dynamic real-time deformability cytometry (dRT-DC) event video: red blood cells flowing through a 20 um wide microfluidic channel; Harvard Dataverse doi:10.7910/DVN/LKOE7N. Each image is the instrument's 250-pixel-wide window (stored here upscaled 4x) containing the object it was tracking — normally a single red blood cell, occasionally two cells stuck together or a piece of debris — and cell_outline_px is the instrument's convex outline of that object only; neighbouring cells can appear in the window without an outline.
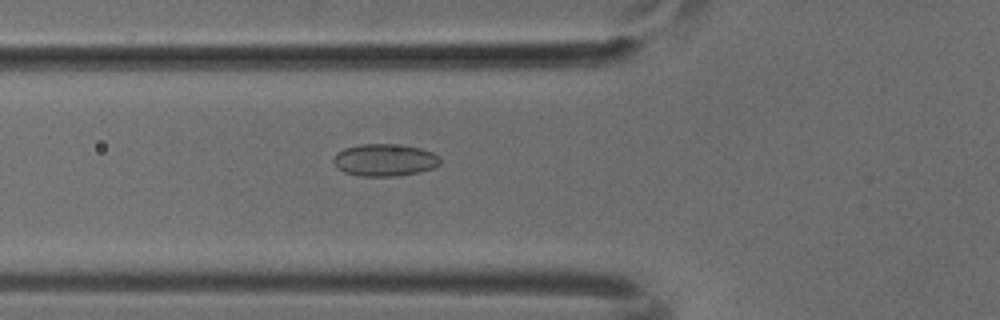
{"species": "common noctule bat (a hibernating species)", "species_latin": "Nyctalus noctula", "temperature_condition": "cold", "stored_images_in_passage": 50, "camera_frame_rate_fps": 3000, "um_per_image_px": 0.085, "animal": {"sex": "male", "body_mass_g": 18.8}, "frame": {"image": 1, "passage_image": 18, "time_ms": 5.667, "image_size_px": [1000, 320], "cell_outline_px": [[440, 164], [432, 168], [420, 172], [396, 176], [360, 176], [344, 172], [336, 168], [332, 160], [336, 152], [344, 148], [360, 144], [392, 144], [420, 148], [432, 152], [440, 156]], "centroid_in_image_um": [32.67, 13.6], "position_along_channel_um": 93.1, "area_um2": 20.17}}
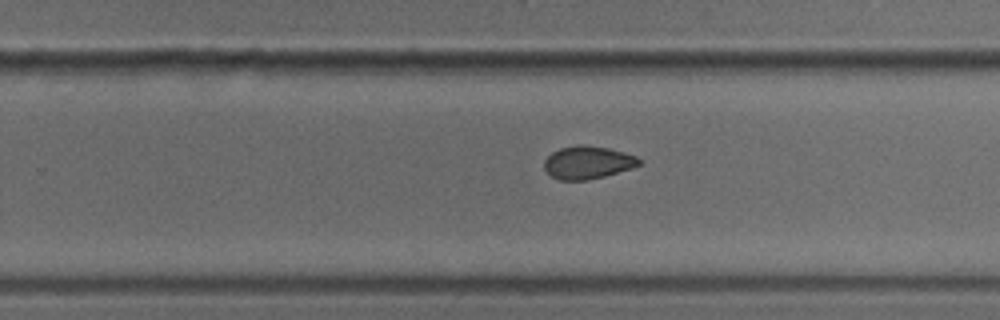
{"frame": {"image": 2, "passage_image": 32, "time_ms": 10.333, "image_size_px": [1000, 320], "cell_outline_px": [[640, 164], [632, 168], [604, 176], [588, 180], [560, 180], [552, 176], [544, 168], [544, 160], [552, 152], [560, 148], [580, 144], [584, 144], [608, 148], [624, 152], [636, 156], [640, 160]], "centroid_in_image_um": [49.95, 13.8], "position_along_channel_um": 279.9, "area_um2": 18.09}}
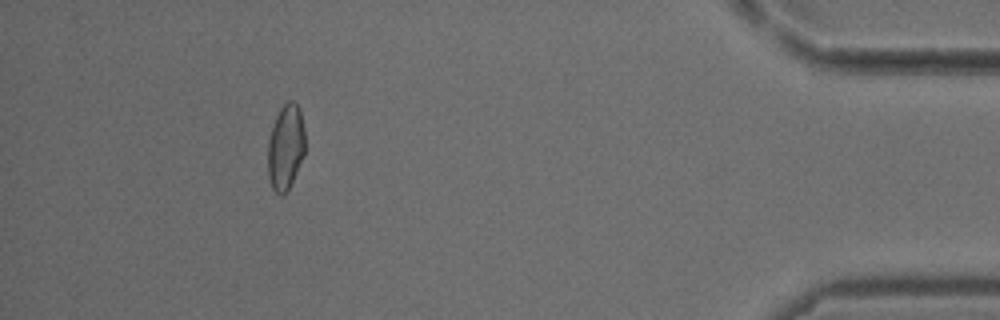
{"frame": {"image": 3, "passage_image": 46, "time_ms": 15.0, "image_size_px": [1000, 320], "cell_outline_px": [[304, 156], [288, 188], [280, 196], [272, 188], [268, 176], [268, 140], [276, 116], [280, 108], [288, 100], [292, 100], [300, 108], [304, 128]], "centroid_in_image_um": [24.28, 12.47], "position_along_channel_um": 410.9, "area_um2": 18.38}}